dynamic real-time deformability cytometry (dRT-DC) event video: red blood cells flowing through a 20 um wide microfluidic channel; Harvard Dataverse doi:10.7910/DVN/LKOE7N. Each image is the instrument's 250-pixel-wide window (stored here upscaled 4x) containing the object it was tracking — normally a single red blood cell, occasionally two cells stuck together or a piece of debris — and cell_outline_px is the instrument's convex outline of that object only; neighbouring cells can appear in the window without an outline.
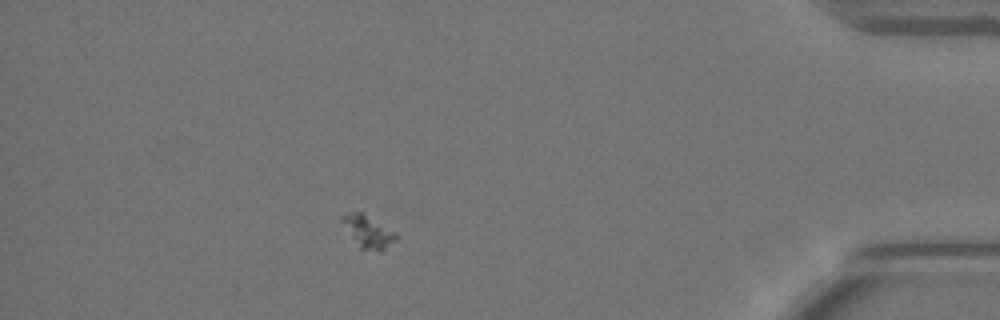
{"species": "Egyptian fruit bat (a non-hibernating species)", "species_latin": "Rousettus aegyptiacus", "temperature_condition": "warm", "stored_images_in_passage": 46, "camera_frame_rate_fps": 3000, "um_per_image_px": 0.085, "animal": {"sex": "female"}, "frame": {"image": 1, "passage_image": 40, "time_ms": 13.0, "image_size_px": [1000, 320], "cell_outline_px": [[400, 236], [380, 252], [360, 248], [340, 220], [340, 216], [344, 212], [360, 212], [396, 232]], "centroid_in_image_um": [31.28, 19.68], "position_along_channel_um": 403.9, "area_um2": 10.0}}